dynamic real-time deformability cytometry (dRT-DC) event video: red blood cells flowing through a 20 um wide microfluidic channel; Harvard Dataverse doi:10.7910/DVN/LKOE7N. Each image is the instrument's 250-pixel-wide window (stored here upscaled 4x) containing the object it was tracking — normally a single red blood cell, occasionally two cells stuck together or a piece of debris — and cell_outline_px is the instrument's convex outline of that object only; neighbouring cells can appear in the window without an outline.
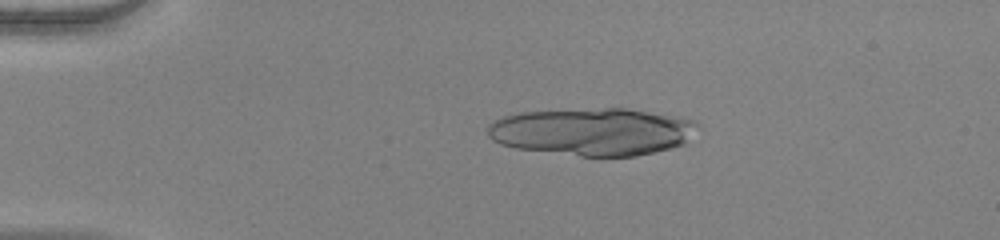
{"species": "human", "species_latin": "Homo sapiens", "temperature_condition": "warm", "stored_images_in_passage": 18, "camera_frame_rate_fps": 3000, "um_per_image_px": 0.085, "donor": {"sex": "female"}, "frame": {"image": 1, "passage_image": 11, "time_ms": 3.333, "image_size_px": [1000, 240], "cell_outline_px": [[700, 124], [684, 144], [672, 148], [636, 156], [580, 156], [516, 148], [500, 144], [492, 140], [488, 136], [488, 124], [504, 116], [520, 112], [604, 108], [624, 108], [696, 120]], "centroid_in_image_um": [50.36, 11.2], "position_along_channel_um": 34.6, "area_um2": 57.92}}